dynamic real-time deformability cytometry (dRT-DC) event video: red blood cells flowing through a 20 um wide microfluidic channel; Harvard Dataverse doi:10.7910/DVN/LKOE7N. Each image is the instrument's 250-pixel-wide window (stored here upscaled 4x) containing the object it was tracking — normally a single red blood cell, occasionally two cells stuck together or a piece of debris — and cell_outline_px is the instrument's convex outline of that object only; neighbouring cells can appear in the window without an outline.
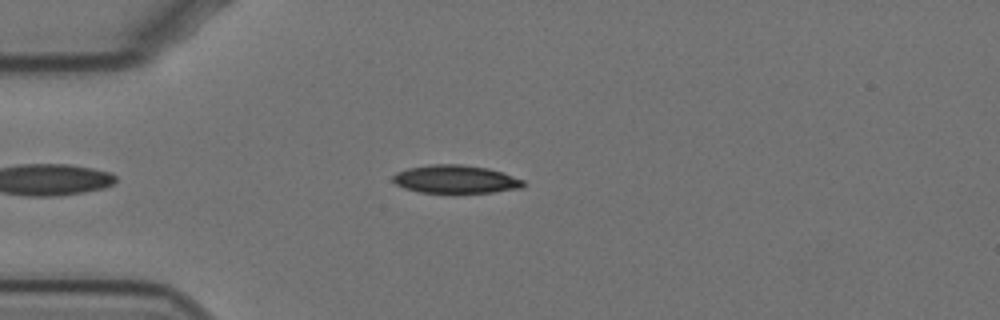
{"species": "Egyptian fruit bat (a non-hibernating species)", "species_latin": "Rousettus aegyptiacus", "temperature_condition": "cold", "stored_images_in_passage": 51, "camera_frame_rate_fps": 3000, "um_per_image_px": 0.085, "animal": {"sex": "female"}, "frame": {"image": 1, "passage_image": 8, "time_ms": 2.333, "image_size_px": [1000, 320], "cell_outline_px": [[524, 188], [492, 192], [452, 196], [420, 192], [404, 188], [396, 184], [392, 180], [392, 176], [396, 172], [408, 168], [428, 164], [460, 164], [488, 168], [524, 180]], "centroid_in_image_um": [38.7, 15.28], "position_along_channel_um": 46.3, "area_um2": 22.31}}
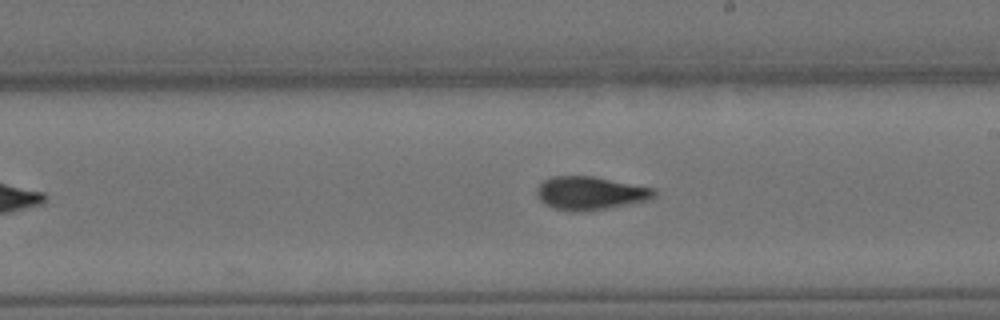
{"frame": {"image": 2, "passage_image": 26, "time_ms": 8.333, "image_size_px": [1000, 320], "cell_outline_px": [[656, 196], [652, 200], [608, 208], [584, 212], [572, 212], [552, 208], [544, 204], [540, 200], [536, 192], [536, 188], [544, 180], [552, 176], [592, 176], [652, 188], [656, 192]], "centroid_in_image_um": [50.16, 16.44], "position_along_channel_um": 238.8, "area_um2": 22.95}}
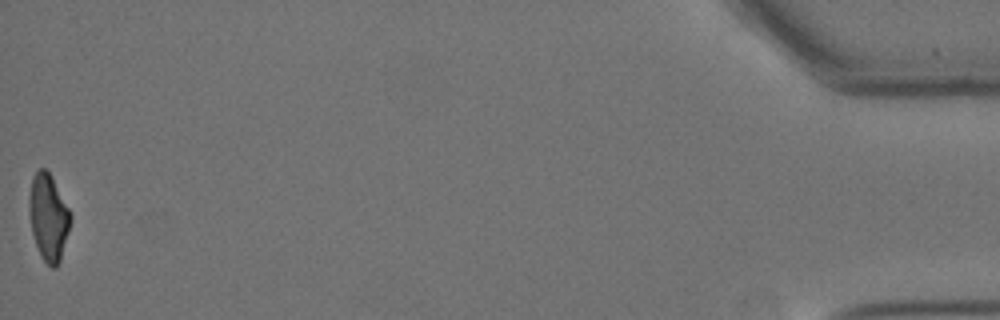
{"frame": {"image": 3, "passage_image": 51, "time_ms": 16.667, "image_size_px": [1000, 320], "cell_outline_px": [[72, 220], [60, 260], [56, 268], [52, 268], [40, 256], [32, 232], [28, 208], [28, 196], [32, 176], [40, 168], [44, 168], [48, 172], [68, 208], [72, 216]], "centroid_in_image_um": [4.1, 18.48], "position_along_channel_um": 431.1, "area_um2": 20.69}, "authors_computed_cell_mechanics": {"area_um2": 22.3108, "velocity_mm_per_s": 3.4742, "shape_relaxation_time_tau1_ms": 4.877, "shape_relaxation_time_tau2_ms": 2.0055, "deformation_change_tau1": 0.1668, "deformation_change_tau2": 0.0824}}